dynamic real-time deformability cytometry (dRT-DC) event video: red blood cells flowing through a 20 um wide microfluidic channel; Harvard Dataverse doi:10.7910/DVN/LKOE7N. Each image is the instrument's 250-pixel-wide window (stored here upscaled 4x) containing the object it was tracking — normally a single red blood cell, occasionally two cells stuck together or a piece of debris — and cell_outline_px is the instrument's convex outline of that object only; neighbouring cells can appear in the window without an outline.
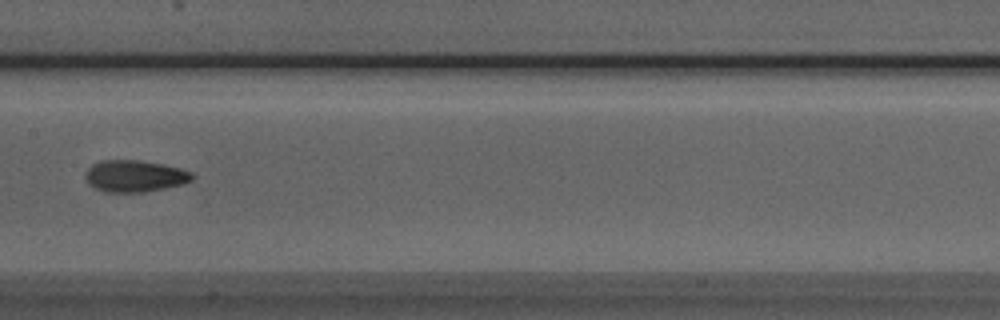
{"species": "Egyptian fruit bat (a non-hibernating species)", "species_latin": "Rousettus aegyptiacus", "temperature_condition": "room temperature", "stored_images_in_passage": 8, "camera_frame_rate_fps": 3000, "um_per_image_px": 0.085, "animal": {"sex": "male"}, "frame": {"image": 1, "passage_image": 8, "time_ms": 8.0, "image_size_px": [1000, 320], "cell_outline_px": [[196, 176], [192, 180], [184, 184], [144, 192], [104, 192], [88, 184], [84, 176], [88, 168], [92, 164], [100, 160], [140, 160], [164, 164], [180, 168], [192, 172]], "centroid_in_image_um": [11.46, 14.96], "position_along_channel_um": 195.9, "area_um2": 20.0}}